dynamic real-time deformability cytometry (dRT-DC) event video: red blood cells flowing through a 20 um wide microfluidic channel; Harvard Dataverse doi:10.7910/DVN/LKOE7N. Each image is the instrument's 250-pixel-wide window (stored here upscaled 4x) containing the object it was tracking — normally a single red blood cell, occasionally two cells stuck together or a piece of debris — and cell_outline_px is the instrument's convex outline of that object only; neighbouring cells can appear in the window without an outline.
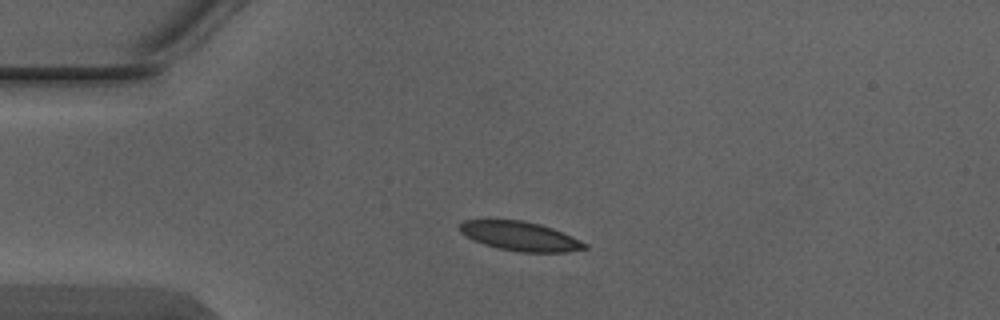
{"species": "Egyptian fruit bat (a non-hibernating species)", "species_latin": "Rousettus aegyptiacus", "temperature_condition": "warm", "stored_images_in_passage": 3, "camera_frame_rate_fps": 3000, "um_per_image_px": 0.085, "animal": {"sex": "male"}, "frame": {"image": 1, "passage_image": 2, "time_ms": 0.333, "image_size_px": [1000, 320], "cell_outline_px": [[588, 248], [568, 252], [520, 252], [500, 248], [484, 244], [460, 232], [460, 224], [464, 220], [520, 220], [540, 224], [552, 228], [580, 240], [588, 244]], "centroid_in_image_um": [44.25, 20.08], "position_along_channel_um": 40.7, "area_um2": 20.92}}